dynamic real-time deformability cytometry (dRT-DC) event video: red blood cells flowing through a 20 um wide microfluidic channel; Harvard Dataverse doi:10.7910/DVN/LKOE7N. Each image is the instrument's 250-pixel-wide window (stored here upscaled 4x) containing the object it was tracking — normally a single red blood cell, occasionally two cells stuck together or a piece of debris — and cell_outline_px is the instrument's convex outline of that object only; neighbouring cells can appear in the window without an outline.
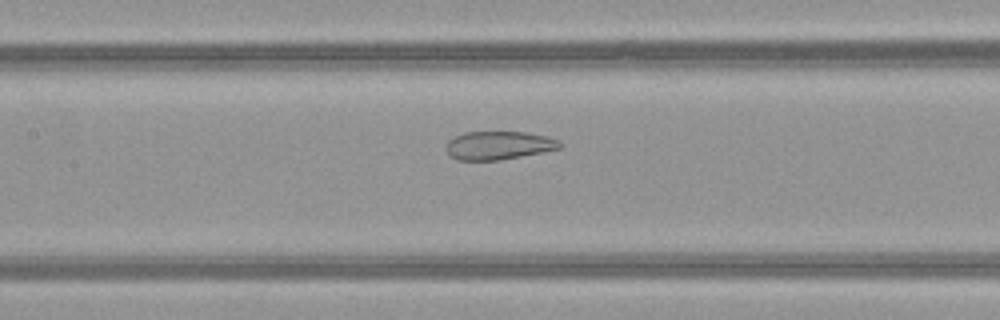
{"species": "common noctule bat (a hibernating species)", "species_latin": "Nyctalus noctula", "temperature_condition": "warm", "stored_images_in_passage": 47, "camera_frame_rate_fps": 3000, "um_per_image_px": 0.085, "animal": {"sex": "female", "body_mass_g": 21.9}, "frame": {"image": 1, "passage_image": 20, "time_ms": 6.333, "image_size_px": [1000, 320], "cell_outline_px": [[564, 144], [560, 148], [500, 160], [456, 160], [444, 148], [448, 140], [464, 132], [524, 132], [548, 136], [560, 140]], "centroid_in_image_um": [42.39, 12.35], "position_along_channel_um": 165.0, "area_um2": 18.79}}
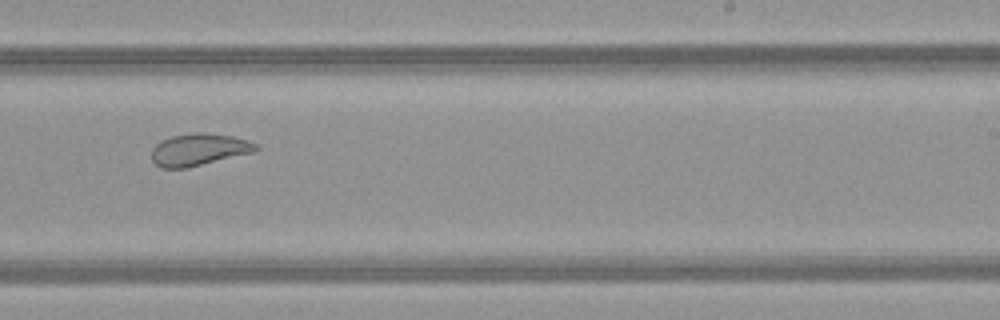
{"frame": {"image": 2, "passage_image": 28, "time_ms": 9.0, "image_size_px": [1000, 320], "cell_outline_px": [[260, 148], [256, 152], [188, 168], [160, 168], [152, 160], [152, 148], [160, 140], [172, 136], [196, 132], [204, 132], [232, 136], [248, 140], [256, 144]], "centroid_in_image_um": [16.92, 12.72], "position_along_channel_um": 272.1, "area_um2": 19.77}}
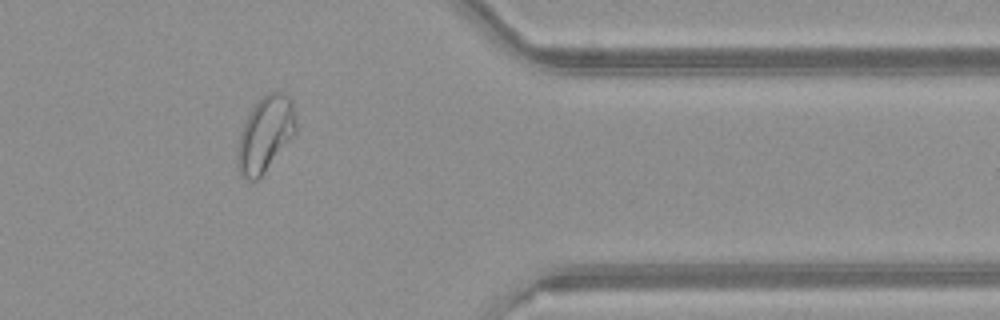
{"frame": {"image": 3, "passage_image": 38, "time_ms": 12.333, "image_size_px": [1000, 320], "cell_outline_px": [[296, 132], [264, 172], [256, 180], [248, 180], [240, 172], [236, 164], [236, 152], [240, 132], [252, 108], [268, 92], [284, 92], [292, 100], [296, 120]], "centroid_in_image_um": [22.54, 11.39], "position_along_channel_um": 388.9, "area_um2": 25.32}, "authors_computed_cell_mechanics": {"area_um2": 25.3164, "velocity_mm_per_s": 4.0351, "shape_relaxation_time_tau1_ms": null, "shape_relaxation_time_tau2_ms": 1.0578, "deformation_change_tau1": null, "deformation_change_tau2": 0.0691}}